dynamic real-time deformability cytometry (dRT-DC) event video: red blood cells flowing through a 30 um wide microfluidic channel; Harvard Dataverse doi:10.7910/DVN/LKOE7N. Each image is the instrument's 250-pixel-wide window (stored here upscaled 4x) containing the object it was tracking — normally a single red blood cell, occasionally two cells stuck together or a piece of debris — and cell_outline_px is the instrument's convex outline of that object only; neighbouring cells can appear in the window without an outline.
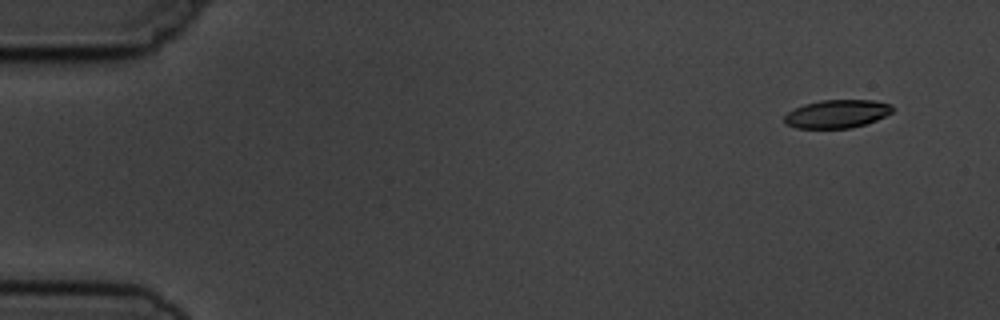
{"species": "common noctule bat (a hibernating species)", "species_latin": "Nyctalus noctula", "temperature_condition": "cold", "stored_images_in_passage": 5, "segment_of_instrument_passage": [1, 2], "camera_frame_rate_fps": 3000, "um_per_image_px": 0.085, "animal": {"sex": "male", "body_mass_g": 19.5, "forearm_length_mm": 54.6}, "frame": {"image": 1, "passage_image": 1, "time_ms": 0.0, "image_size_px": [1000, 320], "cell_outline_px": [[896, 108], [892, 112], [876, 120], [852, 128], [796, 128], [784, 124], [784, 116], [788, 112], [804, 104], [820, 100], [872, 100], [892, 104]], "centroid_in_image_um": [71.15, 9.67], "position_along_channel_um": 13.8, "area_um2": 17.86}}